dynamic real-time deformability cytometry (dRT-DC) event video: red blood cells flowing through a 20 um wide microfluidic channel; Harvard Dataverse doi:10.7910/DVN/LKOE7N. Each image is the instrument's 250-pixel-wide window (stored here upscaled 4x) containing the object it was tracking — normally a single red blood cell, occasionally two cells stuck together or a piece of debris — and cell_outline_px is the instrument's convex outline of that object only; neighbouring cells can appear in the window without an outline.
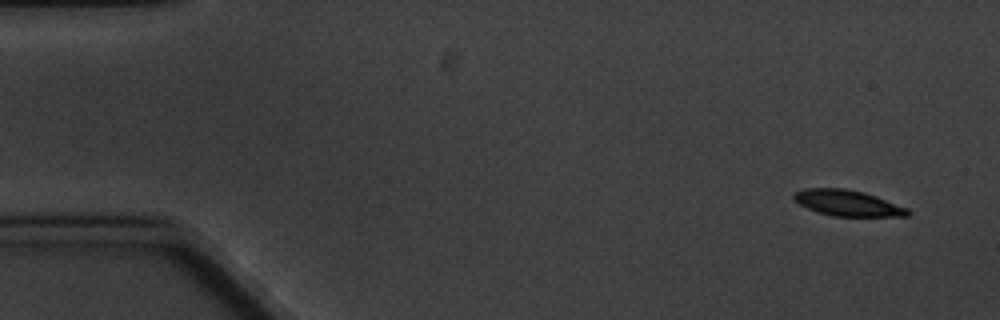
{"species": "common noctule bat (a hibernating species)", "species_latin": "Nyctalus noctula", "temperature_condition": "cold", "stored_images_in_passage": 4, "camera_frame_rate_fps": 3000, "um_per_image_px": 0.085, "animal": {"sex": "male", "body_mass_g": 20.1, "forearm_length_mm": 53.5}, "frame": {"image": 1, "passage_image": 1, "time_ms": 0.0, "image_size_px": [1000, 320], "cell_outline_px": [[912, 212], [908, 216], [832, 216], [816, 212], [792, 200], [792, 196], [796, 192], [804, 188], [844, 188], [864, 192], [876, 196], [908, 208]], "centroid_in_image_um": [72.04, 17.26], "position_along_channel_um": 13.0, "area_um2": 17.28}}
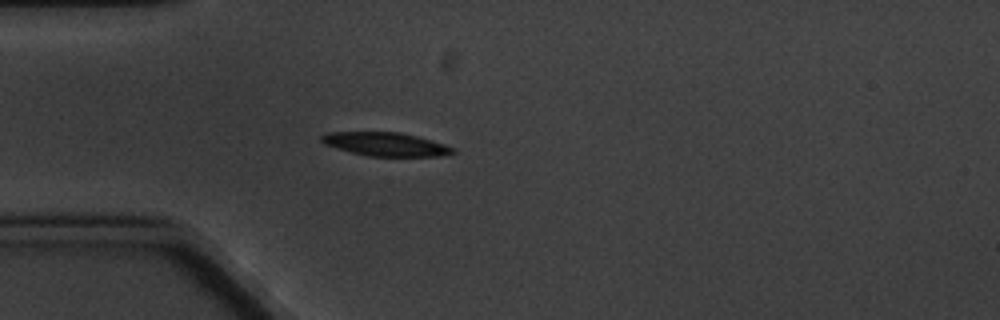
{"frame": {"image": 2, "passage_image": 4, "time_ms": 4.333, "image_size_px": [1000, 320], "cell_outline_px": [[456, 152], [440, 156], [368, 156], [336, 148], [324, 144], [320, 140], [320, 136], [328, 132], [400, 132], [432, 140], [456, 148]], "centroid_in_image_um": [32.78, 12.25], "position_along_channel_um": 52.2, "area_um2": 18.03}}